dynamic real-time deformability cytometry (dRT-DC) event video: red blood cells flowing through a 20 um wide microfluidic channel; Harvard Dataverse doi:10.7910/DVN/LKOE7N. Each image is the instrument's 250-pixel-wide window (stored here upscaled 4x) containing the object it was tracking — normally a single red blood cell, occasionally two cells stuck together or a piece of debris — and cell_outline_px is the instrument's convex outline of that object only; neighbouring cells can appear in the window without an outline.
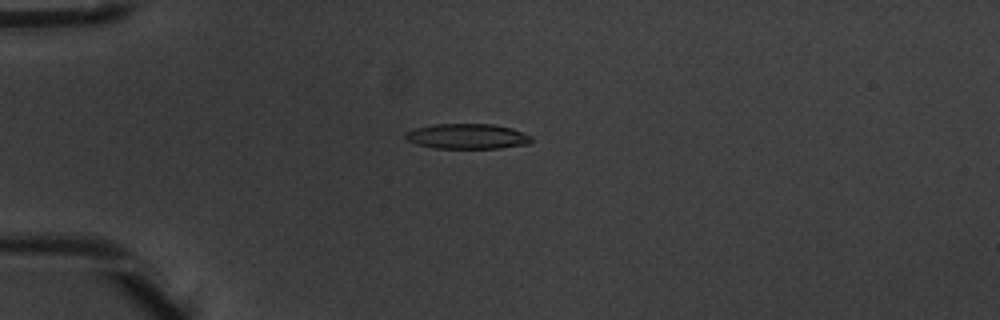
{"species": "common noctule bat (a hibernating species)", "species_latin": "Nyctalus noctula", "temperature_condition": "warm", "stored_images_in_passage": 6, "camera_frame_rate_fps": 3000, "um_per_image_px": 0.085, "animal": {"sex": "male", "body_mass_g": 20.1, "forearm_length_mm": 53.5}, "frame": {"image": 1, "passage_image": 5, "time_ms": 1.333, "image_size_px": [1000, 320], "cell_outline_px": [[532, 140], [528, 144], [500, 148], [436, 148], [416, 144], [408, 140], [404, 136], [404, 132], [416, 128], [436, 124], [492, 124], [512, 128], [532, 136]], "centroid_in_image_um": [39.72, 11.59], "position_along_channel_um": 45.3, "area_um2": 18.44}}